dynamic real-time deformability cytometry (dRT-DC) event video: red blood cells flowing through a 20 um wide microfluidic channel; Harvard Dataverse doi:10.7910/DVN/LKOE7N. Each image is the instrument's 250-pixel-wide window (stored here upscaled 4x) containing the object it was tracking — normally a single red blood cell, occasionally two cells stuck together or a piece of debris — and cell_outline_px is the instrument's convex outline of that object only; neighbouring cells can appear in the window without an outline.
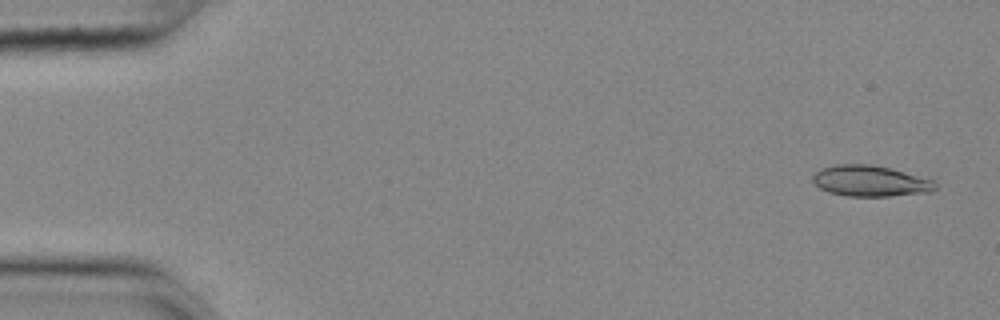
{"species": "common noctule bat (a hibernating species)", "species_latin": "Nyctalus noctula", "temperature_condition": "cold", "stored_images_in_passage": 56, "camera_frame_rate_fps": 3000, "um_per_image_px": 0.085, "animal": {"sex": "female", "body_mass_g": 25.1}, "frame": {"image": 1, "passage_image": 3, "time_ms": 0.667, "image_size_px": [1000, 320], "cell_outline_px": [[936, 188], [932, 192], [888, 196], [848, 196], [828, 192], [820, 188], [812, 180], [812, 176], [820, 168], [836, 164], [872, 164], [888, 168], [932, 180], [936, 184]], "centroid_in_image_um": [73.93, 15.38], "position_along_channel_um": 11.1, "area_um2": 21.91}}
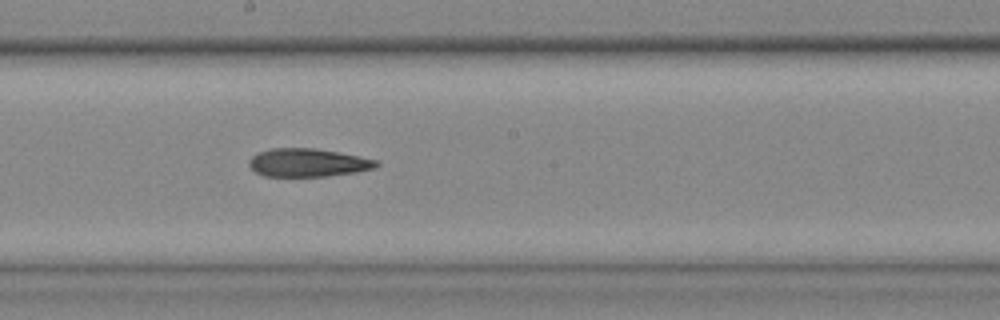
{"frame": {"image": 2, "passage_image": 31, "time_ms": 10.0, "image_size_px": [1000, 320], "cell_outline_px": [[380, 164], [376, 168], [356, 172], [328, 176], [264, 176], [256, 172], [248, 164], [248, 160], [256, 152], [272, 148], [316, 148], [360, 156], [376, 160]], "centroid_in_image_um": [26.16, 13.82], "position_along_channel_um": 222.0, "area_um2": 21.04}}
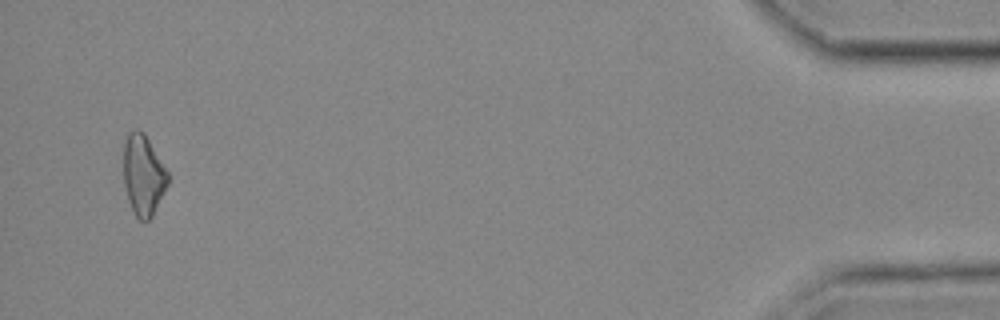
{"frame": {"image": 3, "passage_image": 54, "time_ms": 17.667, "image_size_px": [1000, 320], "cell_outline_px": [[168, 184], [152, 216], [148, 220], [140, 220], [136, 216], [128, 200], [124, 184], [124, 140], [128, 132], [136, 128], [144, 132], [168, 172]], "centroid_in_image_um": [12.17, 14.85], "position_along_channel_um": 423.0, "area_um2": 20.69}, "authors_computed_cell_mechanics": {"area_um2": 21.4727, "velocity_mm_per_s": 3.6563, "shape_relaxation_time_tau1_ms": 7.5078, "shape_relaxation_time_tau2_ms": null, "deformation_change_tau1": 0.1564, "deformation_change_tau2": null}}